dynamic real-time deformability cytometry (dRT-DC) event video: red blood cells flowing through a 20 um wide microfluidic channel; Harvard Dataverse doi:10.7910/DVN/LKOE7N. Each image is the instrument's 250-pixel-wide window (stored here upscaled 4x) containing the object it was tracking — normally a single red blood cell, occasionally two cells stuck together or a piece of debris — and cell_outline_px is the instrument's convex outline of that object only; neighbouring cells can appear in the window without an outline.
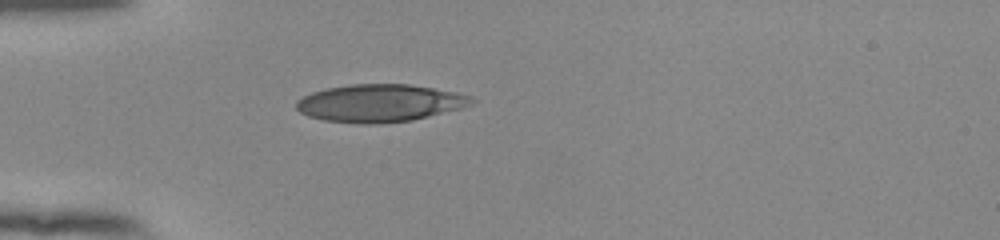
{"species": "human", "species_latin": "Homo sapiens", "temperature_condition": "room temperature", "stored_images_in_passage": 38, "camera_frame_rate_fps": 3000, "um_per_image_px": 0.085, "donor": {"sex": "female"}, "frame": {"image": 1, "passage_image": 1, "time_ms": 0.0, "image_size_px": [1000, 240], "cell_outline_px": [[476, 100], [472, 104], [460, 108], [412, 120], [376, 124], [360, 124], [324, 120], [308, 116], [300, 112], [296, 108], [296, 100], [312, 92], [328, 88], [352, 84], [408, 84], [456, 92], [472, 96]], "centroid_in_image_um": [32.27, 8.76], "position_along_channel_um": 52.7, "area_um2": 38.26}}
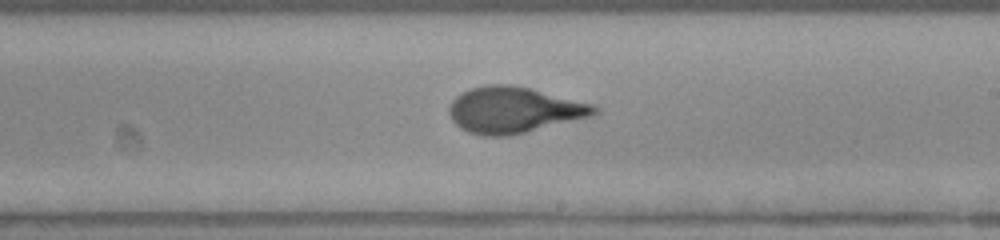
{"frame": {"image": 2, "passage_image": 17, "time_ms": 5.333, "image_size_px": [1000, 240], "cell_outline_px": [[600, 112], [596, 116], [508, 136], [480, 136], [468, 132], [460, 128], [452, 120], [448, 112], [448, 108], [452, 100], [460, 92], [472, 88], [488, 84], [508, 84], [528, 88], [592, 104], [600, 108]], "centroid_in_image_um": [43.68, 9.36], "position_along_channel_um": 245.3, "area_um2": 39.19}}
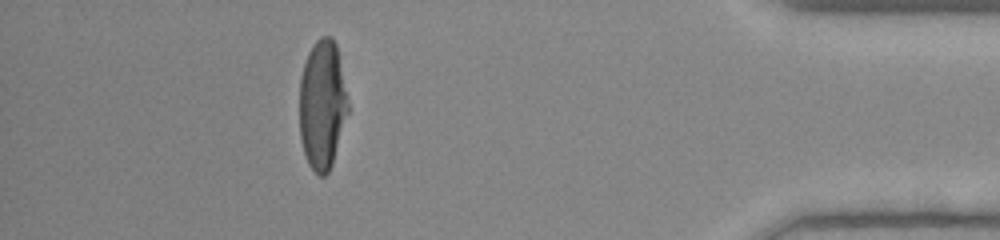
{"frame": {"image": 3, "passage_image": 33, "time_ms": 10.667, "image_size_px": [1000, 240], "cell_outline_px": [[348, 112], [332, 164], [328, 172], [324, 176], [320, 176], [308, 164], [304, 152], [300, 136], [300, 76], [308, 52], [312, 44], [320, 36], [332, 36], [336, 44], [348, 96]], "centroid_in_image_um": [27.4, 8.86], "position_along_channel_um": 407.8, "area_um2": 36.65}, "authors_computed_cell_mechanics": {"area_um2": 38.0613, "velocity_mm_per_s": 3.8649, "shape_relaxation_time_tau1_ms": 3.9502, "shape_relaxation_time_tau2_ms": null, "deformation_change_tau1": 0.2112, "deformation_change_tau2": null}}